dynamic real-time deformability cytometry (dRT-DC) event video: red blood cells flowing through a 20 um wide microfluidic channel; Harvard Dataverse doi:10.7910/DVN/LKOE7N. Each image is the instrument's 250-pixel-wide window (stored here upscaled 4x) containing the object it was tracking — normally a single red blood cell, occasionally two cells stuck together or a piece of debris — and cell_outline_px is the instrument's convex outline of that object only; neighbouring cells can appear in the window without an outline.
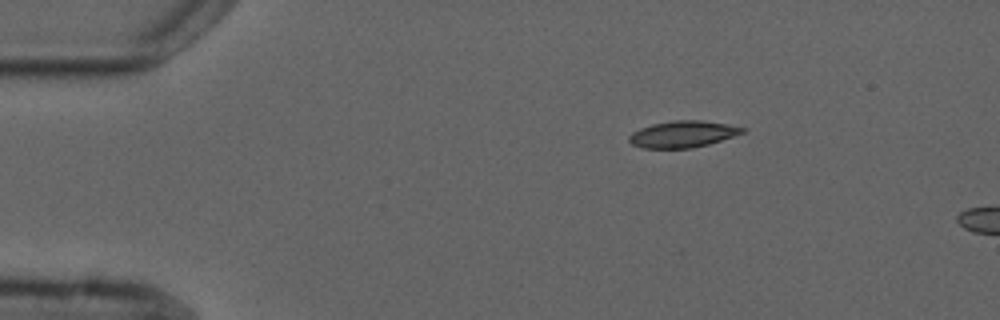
{"species": "common noctule bat (a hibernating species)", "species_latin": "Nyctalus noctula", "temperature_condition": "cold", "stored_images_in_passage": 3, "camera_frame_rate_fps": 3000, "um_per_image_px": 0.085, "animal": {"sex": "male", "forearm_length_mm": 52.5}, "frame": {"image": 1, "passage_image": 1, "time_ms": 0.0, "image_size_px": [1000, 320], "cell_outline_px": [[748, 128], [744, 132], [708, 144], [692, 148], [644, 148], [632, 144], [628, 140], [628, 136], [632, 132], [640, 128], [652, 124], [672, 120], [704, 120]], "centroid_in_image_um": [58.01, 11.39], "position_along_channel_um": 27.0, "area_um2": 17.51}}